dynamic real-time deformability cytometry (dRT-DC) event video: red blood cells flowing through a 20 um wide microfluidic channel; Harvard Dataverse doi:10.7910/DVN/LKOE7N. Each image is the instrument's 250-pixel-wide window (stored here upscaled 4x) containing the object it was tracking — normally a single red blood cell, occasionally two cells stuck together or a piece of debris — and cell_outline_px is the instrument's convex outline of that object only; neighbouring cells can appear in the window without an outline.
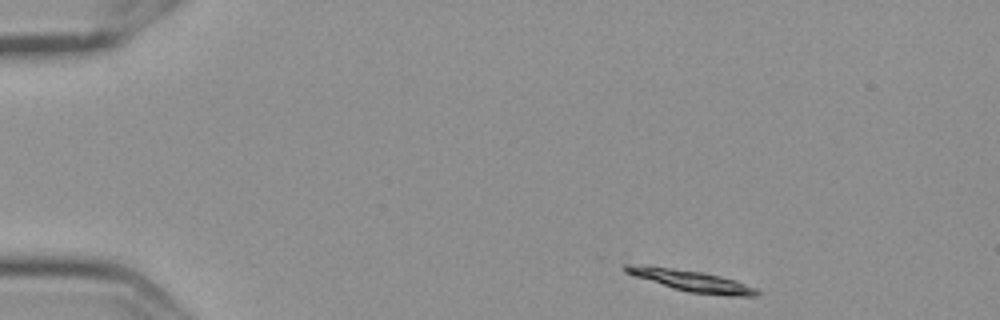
{"species": "Egyptian fruit bat (a non-hibernating species)", "species_latin": "Rousettus aegyptiacus", "temperature_condition": "cold", "stored_images_in_passage": 49, "camera_frame_rate_fps": 3000, "um_per_image_px": 0.085, "frame": {"image": 1, "passage_image": 1, "time_ms": 0.0, "image_size_px": [1000, 320], "cell_outline_px": [[760, 292], [756, 296], [724, 296], [688, 292], [672, 288], [632, 276], [624, 272], [624, 264], [628, 264], [672, 268], [704, 272], [736, 280], [756, 288]], "centroid_in_image_um": [58.77, 23.88], "position_along_channel_um": 26.2, "area_um2": 16.42}}
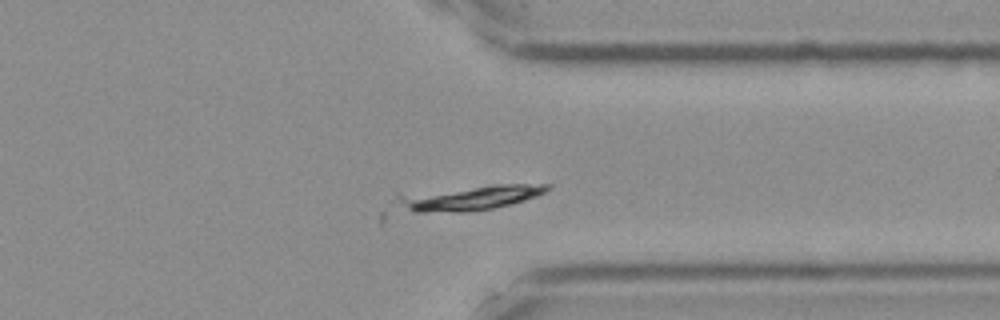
{"frame": {"image": 2, "passage_image": 37, "time_ms": 12.0, "image_size_px": [1000, 320], "cell_outline_px": [[552, 188], [536, 196], [512, 204], [492, 208], [464, 212], [416, 212], [408, 208], [396, 196], [396, 192], [496, 184], [552, 184]], "centroid_in_image_um": [39.91, 16.77], "position_along_channel_um": 371.5, "area_um2": 22.02}}
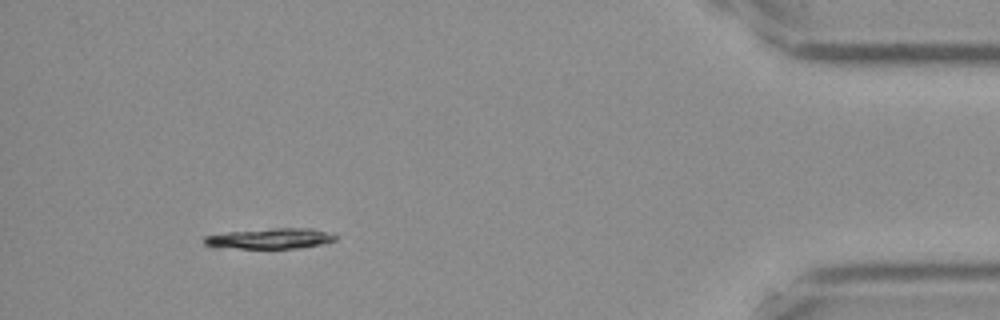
{"frame": {"image": 3, "passage_image": 45, "time_ms": 14.667, "image_size_px": [1000, 320], "cell_outline_px": [[336, 240], [324, 244], [300, 248], [212, 248], [204, 244], [204, 236], [228, 232], [272, 228], [312, 228], [336, 236]], "centroid_in_image_um": [22.92, 20.28], "position_along_channel_um": 412.3, "area_um2": 15.72}}